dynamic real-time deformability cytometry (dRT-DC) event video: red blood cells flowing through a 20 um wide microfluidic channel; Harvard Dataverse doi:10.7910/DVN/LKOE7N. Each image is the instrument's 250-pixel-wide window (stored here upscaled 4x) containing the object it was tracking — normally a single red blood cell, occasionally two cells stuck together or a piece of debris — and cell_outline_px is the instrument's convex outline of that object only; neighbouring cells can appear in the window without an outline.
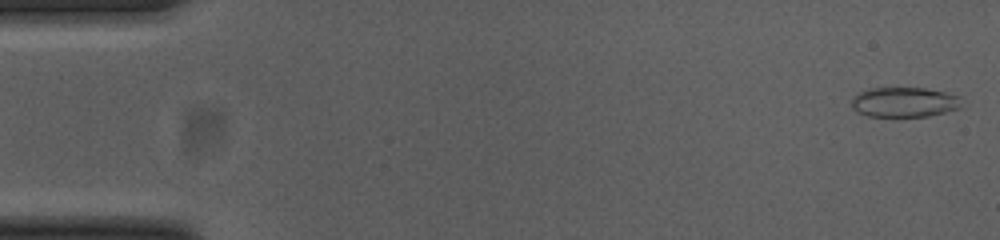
{"species": "common noctule bat (a hibernating species)", "species_latin": "Nyctalus noctula", "temperature_condition": "cold", "stored_images_in_passage": 55, "camera_frame_rate_fps": 3000, "um_per_image_px": 0.085, "animal": {"sex": "female", "body_mass_g": 23.0, "forearm_length_mm": 53.4}, "frame": {"image": 1, "passage_image": 2, "time_ms": 0.333, "image_size_px": [1000, 240], "cell_outline_px": [[960, 108], [928, 116], [868, 116], [852, 108], [852, 100], [860, 92], [868, 88], [924, 88], [944, 92], [960, 96]], "centroid_in_image_um": [76.87, 8.68], "position_along_channel_um": 8.1, "area_um2": 18.9}}
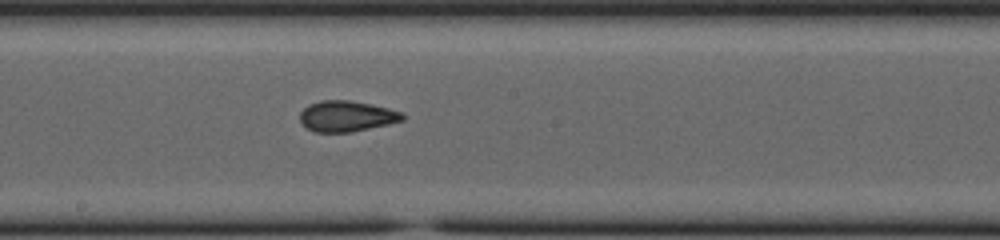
{"frame": {"image": 2, "passage_image": 30, "time_ms": 9.667, "image_size_px": [1000, 240], "cell_outline_px": [[404, 120], [388, 124], [352, 132], [316, 132], [308, 128], [300, 120], [300, 112], [308, 104], [320, 100], [348, 100], [372, 104], [388, 108], [400, 112], [404, 116]], "centroid_in_image_um": [29.45, 9.87], "position_along_channel_um": 218.7, "area_um2": 18.32}}
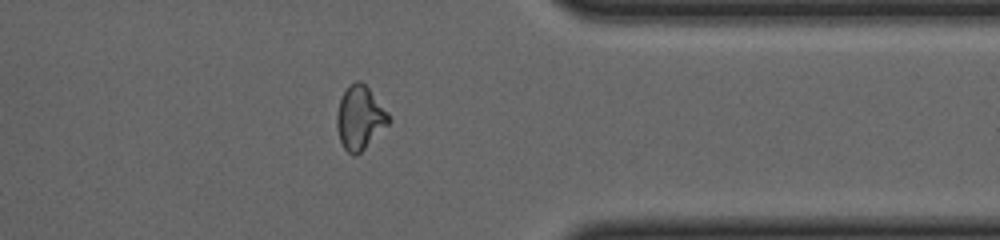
{"frame": {"image": 3, "passage_image": 44, "time_ms": 14.333, "image_size_px": [1000, 240], "cell_outline_px": [[392, 120], [356, 156], [352, 156], [344, 148], [340, 140], [336, 124], [336, 116], [340, 100], [348, 84], [356, 80], [360, 80], [368, 88], [388, 112]], "centroid_in_image_um": [30.58, 10.0], "position_along_channel_um": 380.8, "area_um2": 19.02}, "authors_computed_cell_mechanics": {"area_um2": 18.9584, "velocity_mm_per_s": 3.7137, "shape_relaxation_time_tau1_ms": 4.3951, "shape_relaxation_time_tau2_ms": 1.7361, "deformation_change_tau1": 0.1468, "deformation_change_tau2": 0.08}}